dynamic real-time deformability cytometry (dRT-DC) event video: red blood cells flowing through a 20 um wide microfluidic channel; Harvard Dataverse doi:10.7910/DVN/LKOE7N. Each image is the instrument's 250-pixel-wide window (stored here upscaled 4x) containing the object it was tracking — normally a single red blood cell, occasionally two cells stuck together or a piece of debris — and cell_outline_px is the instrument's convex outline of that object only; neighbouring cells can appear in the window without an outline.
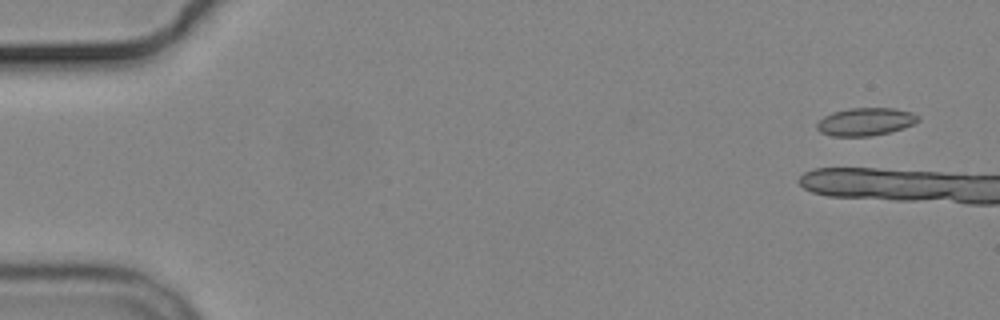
{"species": "common noctule bat (a hibernating species)", "species_latin": "Nyctalus noctula", "temperature_condition": "cold", "stored_images_in_passage": 4, "camera_frame_rate_fps": 3000, "um_per_image_px": 0.085, "animal": {"sex": "male", "body_mass_g": 19.2, "forearm_length_mm": 51.8}, "frame": {"image": 1, "passage_image": 1, "time_ms": 0.0, "image_size_px": [1000, 320], "cell_outline_px": [[920, 120], [904, 128], [888, 132], [868, 136], [832, 136], [820, 132], [816, 128], [816, 124], [824, 116], [832, 112], [848, 108], [896, 108], [912, 112], [920, 116]], "centroid_in_image_um": [73.57, 10.33], "position_along_channel_um": 11.4, "area_um2": 16.47}}